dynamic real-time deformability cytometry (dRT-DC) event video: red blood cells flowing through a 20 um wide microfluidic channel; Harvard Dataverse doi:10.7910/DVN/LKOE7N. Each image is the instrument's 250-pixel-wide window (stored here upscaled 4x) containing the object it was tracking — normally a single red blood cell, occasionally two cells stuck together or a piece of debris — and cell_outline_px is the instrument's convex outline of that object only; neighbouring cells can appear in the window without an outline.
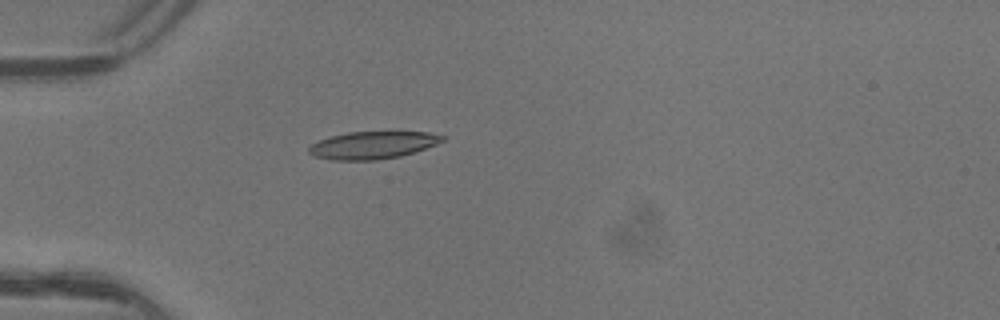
{"species": "common noctule bat (a hibernating species)", "species_latin": "Nyctalus noctula", "temperature_condition": "warm", "stored_images_in_passage": 4, "camera_frame_rate_fps": 3000, "um_per_image_px": 0.085, "animal": {"sex": "female"}, "frame": {"image": 1, "passage_image": 4, "time_ms": 1.0, "image_size_px": [1000, 320], "cell_outline_px": [[448, 136], [444, 140], [436, 144], [400, 156], [376, 160], [332, 160], [316, 156], [308, 152], [308, 148], [312, 144], [320, 140], [332, 136], [348, 132], [428, 132]], "centroid_in_image_um": [31.69, 12.33], "position_along_channel_um": 53.3, "area_um2": 21.1}}